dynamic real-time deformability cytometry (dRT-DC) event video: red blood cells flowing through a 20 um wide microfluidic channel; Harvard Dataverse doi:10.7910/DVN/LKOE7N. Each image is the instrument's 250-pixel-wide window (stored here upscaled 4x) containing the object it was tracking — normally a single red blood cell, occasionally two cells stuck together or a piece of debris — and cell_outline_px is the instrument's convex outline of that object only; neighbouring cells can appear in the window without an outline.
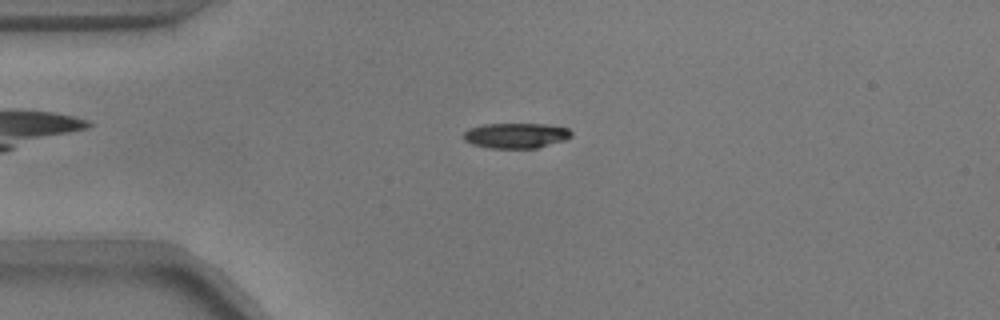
{"species": "common noctule bat (a hibernating species)", "species_latin": "Nyctalus noctula", "temperature_condition": "warm", "stored_images_in_passage": 45, "camera_frame_rate_fps": 3000, "um_per_image_px": 0.085, "animal": {"sex": "male", "body_mass_g": 17.9}, "frame": {"image": 1, "passage_image": 4, "time_ms": 1.0, "image_size_px": [1000, 320], "cell_outline_px": [[572, 136], [564, 140], [536, 148], [492, 148], [472, 144], [464, 140], [464, 132], [468, 128], [484, 124], [544, 124], [568, 128], [572, 132]], "centroid_in_image_um": [43.85, 11.51], "position_along_channel_um": 41.2, "area_um2": 15.78}}
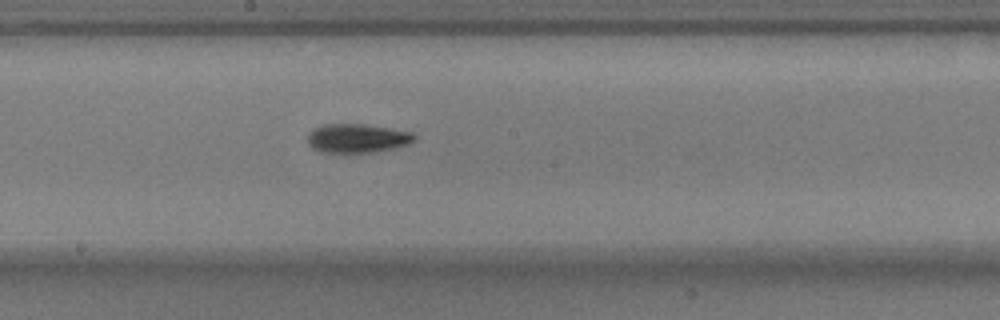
{"frame": {"image": 2, "passage_image": 20, "time_ms": 6.333, "image_size_px": [1000, 320], "cell_outline_px": [[416, 140], [408, 144], [396, 148], [376, 152], [348, 156], [320, 152], [312, 148], [308, 144], [308, 136], [312, 128], [324, 124], [364, 124], [392, 128], [412, 132], [416, 136]], "centroid_in_image_um": [30.35, 11.8], "position_along_channel_um": 217.8, "area_um2": 19.02}}
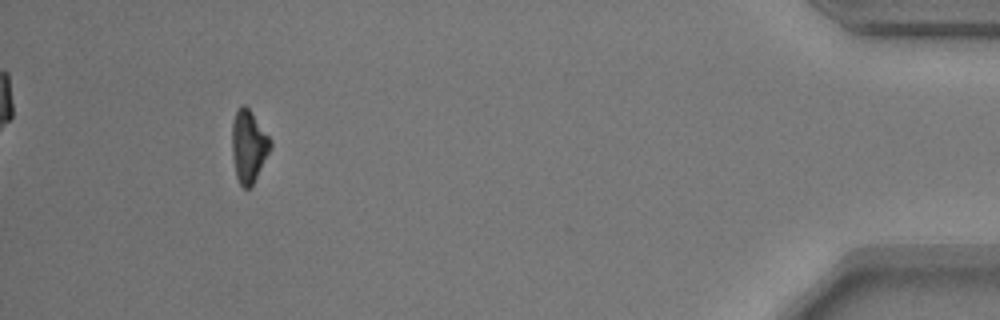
{"frame": {"image": 3, "passage_image": 41, "time_ms": 13.333, "image_size_px": [1000, 320], "cell_outline_px": [[272, 144], [252, 188], [244, 188], [240, 184], [236, 176], [232, 156], [232, 124], [236, 112], [244, 104], [248, 108], [272, 140]], "centroid_in_image_um": [21.13, 12.47], "position_along_channel_um": 414.1, "area_um2": 16.01}, "authors_computed_cell_mechanics": {"area_um2": 16.9354, "velocity_mm_per_s": 3.7349, "shape_relaxation_time_tau1_ms": 3.5036, "shape_relaxation_time_tau2_ms": null, "deformation_change_tau1": 0.133, "deformation_change_tau2": null}}